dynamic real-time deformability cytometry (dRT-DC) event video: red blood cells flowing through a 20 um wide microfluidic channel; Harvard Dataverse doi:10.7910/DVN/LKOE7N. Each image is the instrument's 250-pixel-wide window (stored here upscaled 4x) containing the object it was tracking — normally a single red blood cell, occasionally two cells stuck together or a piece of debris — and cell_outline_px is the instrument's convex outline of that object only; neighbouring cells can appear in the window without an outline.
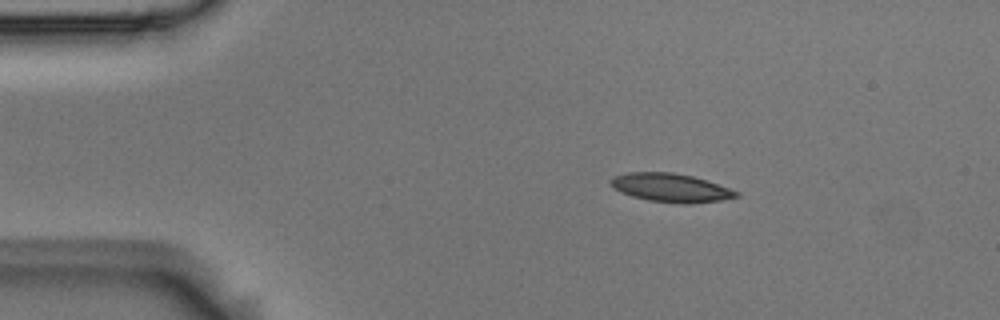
{"species": "Egyptian fruit bat (a non-hibernating species)", "species_latin": "Rousettus aegyptiacus", "temperature_condition": "room temperature", "stored_images_in_passage": 3, "camera_frame_rate_fps": 3000, "um_per_image_px": 0.085, "animal": {"sex": "male"}, "frame": {"image": 1, "passage_image": 1, "time_ms": 0.0, "image_size_px": [1000, 320], "cell_outline_px": [[740, 196], [720, 200], [688, 204], [684, 204], [648, 200], [632, 196], [620, 192], [612, 188], [608, 180], [616, 176], [628, 172], [672, 172], [692, 176], [708, 180], [740, 192]], "centroid_in_image_um": [57.01, 15.95], "position_along_channel_um": 28.0, "area_um2": 20.98}}